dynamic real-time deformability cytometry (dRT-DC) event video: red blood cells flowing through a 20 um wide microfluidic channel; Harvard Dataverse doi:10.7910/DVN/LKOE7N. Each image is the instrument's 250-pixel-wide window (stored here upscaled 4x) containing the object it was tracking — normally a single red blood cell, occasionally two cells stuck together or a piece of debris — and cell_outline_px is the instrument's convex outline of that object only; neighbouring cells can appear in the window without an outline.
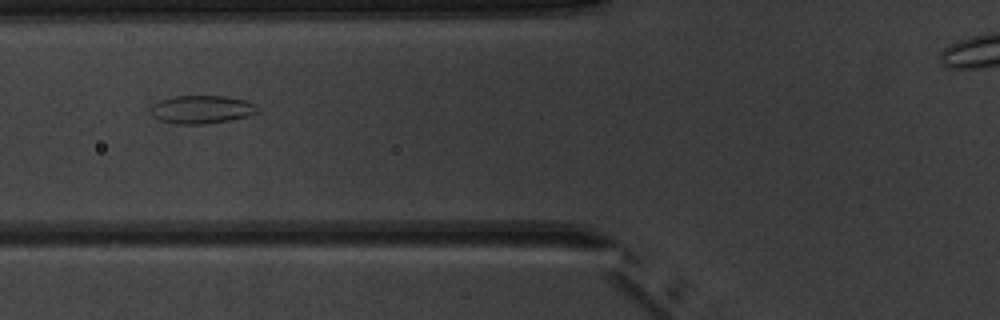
{"species": "common noctule bat (a hibernating species)", "species_latin": "Nyctalus noctula", "temperature_condition": "warm", "stored_images_in_passage": 8, "camera_frame_rate_fps": 3000, "um_per_image_px": 0.085, "animal": {"sex": "male", "body_mass_g": 20.1, "forearm_length_mm": 53.5}, "frame": {"image": 1, "passage_image": 5, "time_ms": 5.667, "image_size_px": [1000, 320], "cell_outline_px": [[260, 112], [248, 116], [232, 120], [204, 124], [176, 124], [160, 120], [152, 116], [152, 104], [160, 100], [176, 96], [224, 96], [244, 100], [256, 104], [260, 108]], "centroid_in_image_um": [17.19, 9.31], "position_along_channel_um": 108.6, "area_um2": 17.63}}
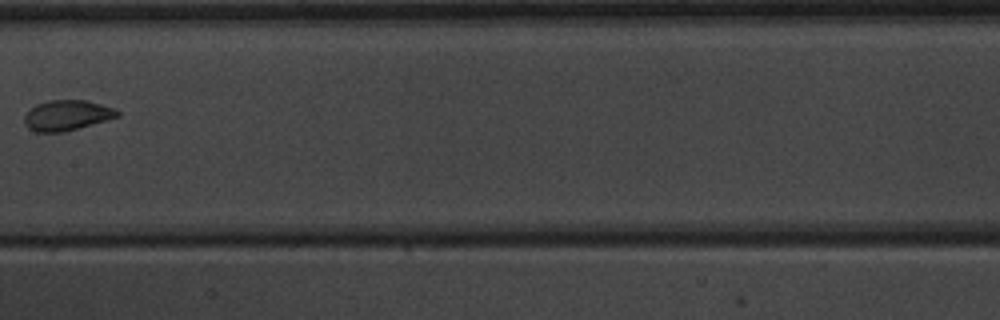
{"frame": {"image": 2, "passage_image": 7, "time_ms": 8.0, "image_size_px": [1000, 320], "cell_outline_px": [[120, 116], [64, 132], [36, 132], [28, 128], [24, 124], [24, 116], [36, 104], [48, 100], [88, 100], [116, 108], [120, 112]], "centroid_in_image_um": [5.71, 9.79], "position_along_channel_um": 201.7, "area_um2": 16.53}}
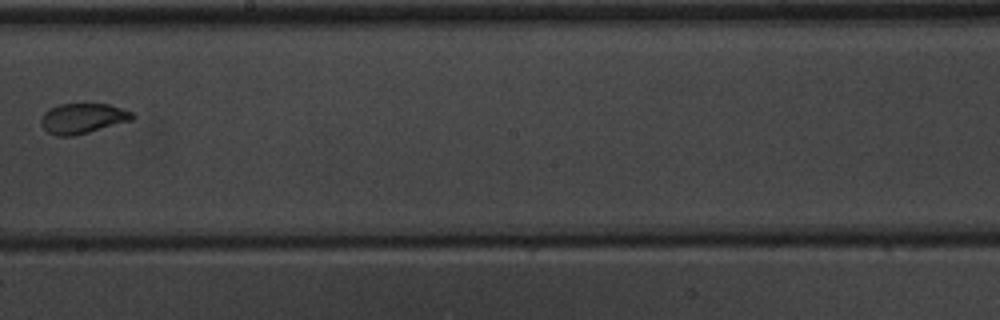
{"frame": {"image": 3, "passage_image": 8, "time_ms": 9.0, "image_size_px": [1000, 320], "cell_outline_px": [[136, 116], [132, 120], [88, 132], [72, 136], [56, 136], [48, 132], [40, 124], [40, 120], [44, 112], [60, 104], [108, 104], [132, 112]], "centroid_in_image_um": [7.02, 10.07], "position_along_channel_um": 241.2, "area_um2": 15.9}}